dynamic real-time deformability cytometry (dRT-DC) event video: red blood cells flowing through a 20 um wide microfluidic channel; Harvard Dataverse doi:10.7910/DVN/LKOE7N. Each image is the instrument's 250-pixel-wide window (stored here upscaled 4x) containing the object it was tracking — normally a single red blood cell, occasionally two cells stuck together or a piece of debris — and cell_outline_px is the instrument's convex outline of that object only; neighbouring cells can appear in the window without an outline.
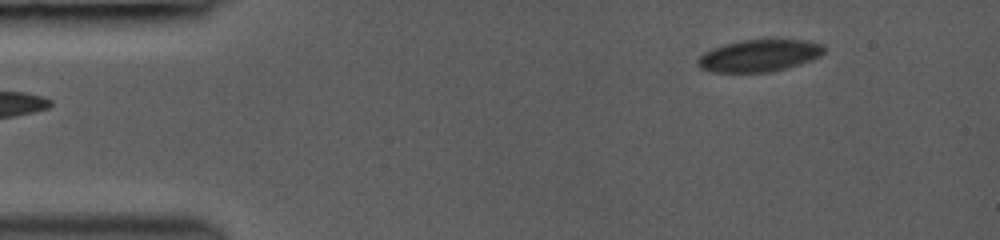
{"species": "common noctule bat (a hibernating species)", "species_latin": "Nyctalus noctula", "temperature_condition": "room temperature", "stored_images_in_passage": 3, "camera_frame_rate_fps": 3000, "um_per_image_px": 0.085, "animal": {"sex": "female", "body_mass_g": 19.0, "forearm_length_mm": 53.3}, "frame": {"image": 1, "passage_image": 3, "time_ms": 2.0, "image_size_px": [1000, 240], "cell_outline_px": [[824, 52], [820, 56], [812, 60], [800, 64], [768, 72], [712, 72], [700, 68], [696, 64], [696, 60], [704, 52], [712, 48], [724, 44], [740, 40], [808, 40], [824, 44]], "centroid_in_image_um": [64.52, 4.72], "position_along_channel_um": 20.5, "area_um2": 23.64}}